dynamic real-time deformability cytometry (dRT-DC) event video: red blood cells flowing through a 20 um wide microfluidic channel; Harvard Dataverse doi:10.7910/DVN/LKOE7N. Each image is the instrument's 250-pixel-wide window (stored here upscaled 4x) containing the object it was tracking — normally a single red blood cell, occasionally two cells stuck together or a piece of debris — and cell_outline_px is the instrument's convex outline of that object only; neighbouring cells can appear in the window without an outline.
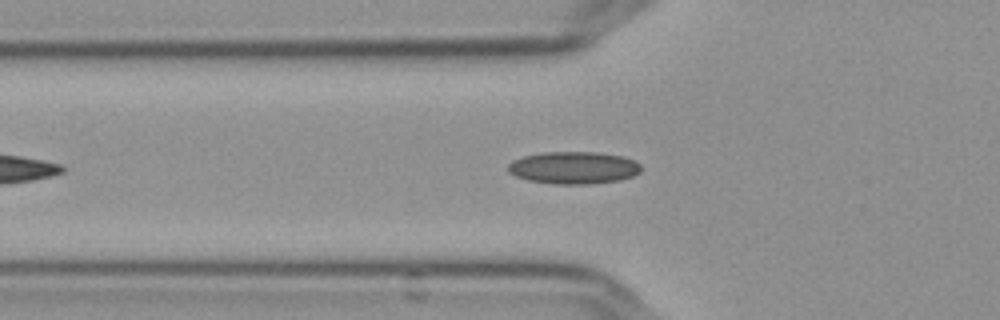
{"species": "Egyptian fruit bat (a non-hibernating species)", "species_latin": "Rousettus aegyptiacus", "temperature_condition": "cold", "stored_images_in_passage": 40, "camera_frame_rate_fps": 3000, "um_per_image_px": 0.085, "frame": {"image": 1, "passage_image": 10, "time_ms": 3.0, "image_size_px": [1000, 320], "cell_outline_px": [[640, 172], [632, 176], [620, 180], [592, 184], [552, 184], [528, 180], [516, 176], [508, 172], [508, 164], [512, 160], [524, 156], [544, 152], [596, 152], [624, 156], [640, 164]], "centroid_in_image_um": [48.75, 14.26], "position_along_channel_um": 77.1, "area_um2": 25.14}}
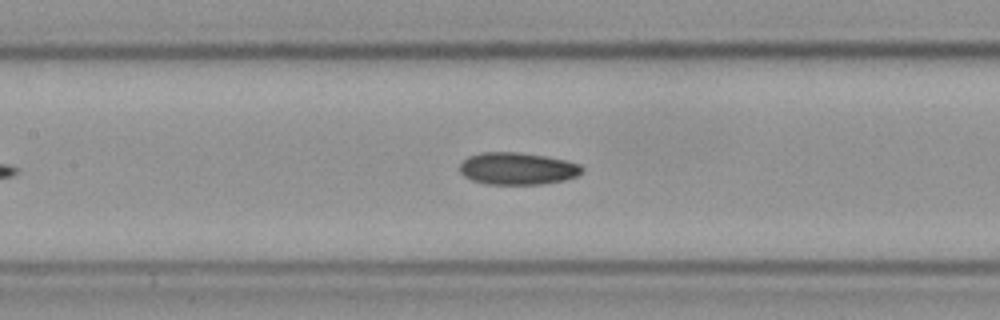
{"frame": {"image": 2, "passage_image": 17, "time_ms": 5.333, "image_size_px": [1000, 320], "cell_outline_px": [[584, 172], [576, 176], [564, 180], [540, 184], [484, 184], [472, 180], [464, 176], [460, 172], [460, 164], [468, 156], [480, 152], [520, 152], [544, 156], [564, 160], [580, 164], [584, 168]], "centroid_in_image_um": [43.97, 14.32], "position_along_channel_um": 163.4, "area_um2": 23.0}}
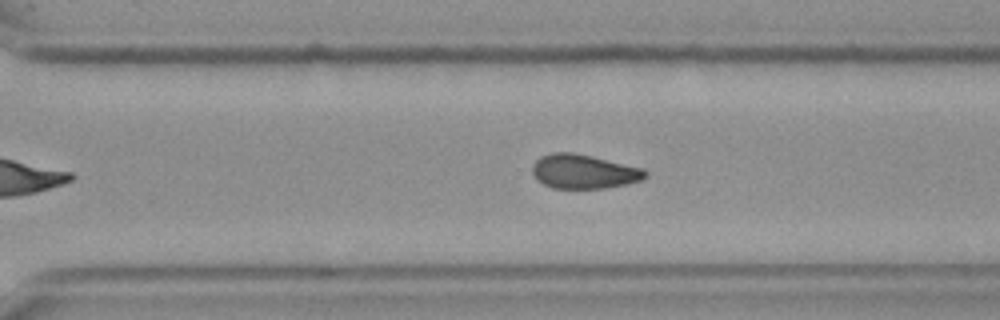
{"frame": {"image": 3, "passage_image": 30, "time_ms": 9.667, "image_size_px": [1000, 320], "cell_outline_px": [[648, 176], [644, 180], [628, 184], [604, 188], [552, 188], [536, 180], [532, 172], [532, 164], [540, 156], [552, 152], [572, 152], [592, 156], [644, 168], [648, 172]], "centroid_in_image_um": [49.64, 14.58], "position_along_channel_um": 321.0, "area_um2": 22.83}, "authors_computed_cell_mechanics": {"area_um2": 22.8599, "velocity_mm_per_s": 3.6475, "shape_relaxation_time_tau1_ms": null, "shape_relaxation_time_tau2_ms": 4.0537, "deformation_change_tau1": null, "deformation_change_tau2": 0.0918}}